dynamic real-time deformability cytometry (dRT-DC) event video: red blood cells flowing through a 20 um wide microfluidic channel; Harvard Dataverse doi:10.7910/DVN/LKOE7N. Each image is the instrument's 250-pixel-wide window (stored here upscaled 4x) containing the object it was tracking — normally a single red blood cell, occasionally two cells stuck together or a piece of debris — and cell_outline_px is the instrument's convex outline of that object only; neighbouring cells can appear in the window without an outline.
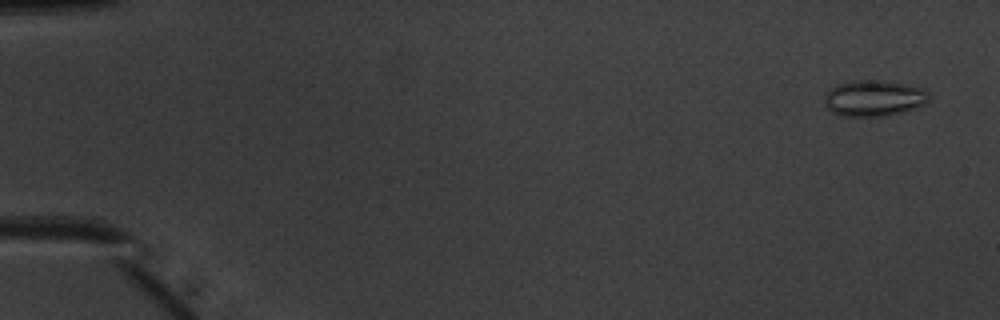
{"species": "common noctule bat (a hibernating species)", "species_latin": "Nyctalus noctula", "temperature_condition": "warm", "stored_images_in_passage": 49, "camera_frame_rate_fps": 3000, "um_per_image_px": 0.085, "animal": {"sex": "male", "body_mass_g": 20.1, "forearm_length_mm": 53.5}, "frame": {"image": 1, "passage_image": 1, "time_ms": 0.0, "image_size_px": [1000, 320], "cell_outline_px": [[928, 100], [924, 104], [900, 112], [884, 116], [844, 116], [832, 112], [828, 108], [824, 100], [824, 96], [832, 88], [840, 84], [852, 80], [884, 80], [908, 84], [924, 88], [928, 92]], "centroid_in_image_um": [74.29, 8.33], "position_along_channel_um": 10.7, "area_um2": 21.79}}
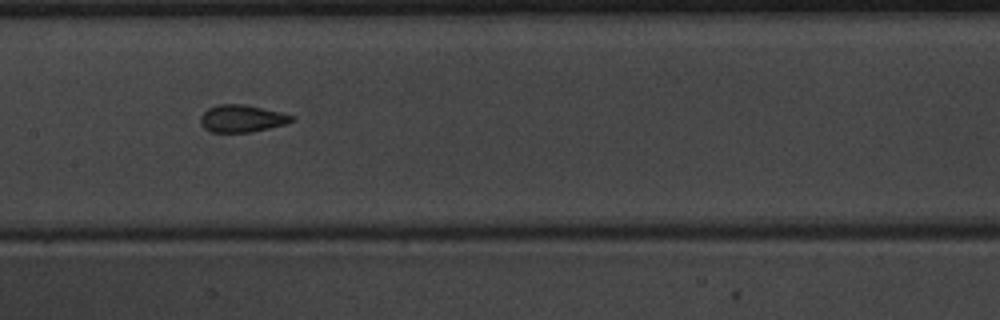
{"frame": {"image": 2, "passage_image": 25, "time_ms": 8.0, "image_size_px": [1000, 320], "cell_outline_px": [[296, 120], [284, 124], [268, 128], [248, 132], [212, 132], [204, 128], [200, 124], [200, 116], [208, 108], [220, 104], [248, 104], [296, 116]], "centroid_in_image_um": [20.57, 10.06], "position_along_channel_um": 186.8, "area_um2": 14.57}}
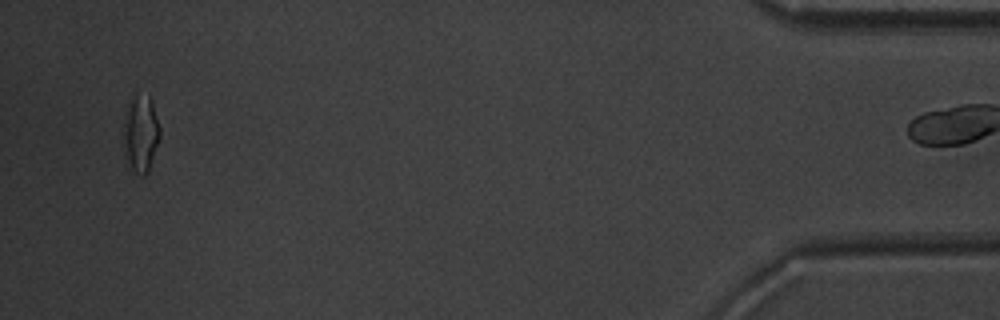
{"frame": {"image": 3, "passage_image": 48, "time_ms": 15.667, "image_size_px": [1000, 320], "cell_outline_px": [[160, 136], [148, 172], [144, 176], [140, 176], [132, 172], [120, 140], [124, 112], [128, 100], [132, 92], [148, 96], [152, 100], [160, 128]], "centroid_in_image_um": [11.89, 11.3], "position_along_channel_um": 423.3, "area_um2": 17.28}, "authors_computed_cell_mechanics": {"area_um2": 14.9124, "velocity_mm_per_s": 4.0501, "shape_relaxation_time_tau1_ms": 5.9001, "shape_relaxation_time_tau2_ms": 0.9852, "deformation_change_tau1": 0.1382, "deformation_change_tau2": 0.0818}}